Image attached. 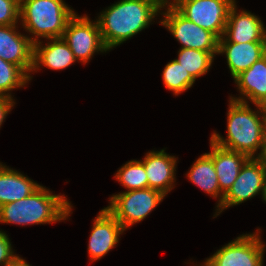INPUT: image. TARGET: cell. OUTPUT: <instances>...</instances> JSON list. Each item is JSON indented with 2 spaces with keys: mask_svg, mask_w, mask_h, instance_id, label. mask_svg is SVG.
I'll return each mask as SVG.
<instances>
[{
  "mask_svg": "<svg viewBox=\"0 0 266 266\" xmlns=\"http://www.w3.org/2000/svg\"><path fill=\"white\" fill-rule=\"evenodd\" d=\"M162 5L160 0H120L98 16L101 38L107 50L131 39L147 28Z\"/></svg>",
  "mask_w": 266,
  "mask_h": 266,
  "instance_id": "cell-1",
  "label": "cell"
},
{
  "mask_svg": "<svg viewBox=\"0 0 266 266\" xmlns=\"http://www.w3.org/2000/svg\"><path fill=\"white\" fill-rule=\"evenodd\" d=\"M255 106L257 111L251 109L248 103L230 99L227 137L224 138L214 131L210 140L225 149L244 153L249 158H258L265 143L266 107Z\"/></svg>",
  "mask_w": 266,
  "mask_h": 266,
  "instance_id": "cell-2",
  "label": "cell"
},
{
  "mask_svg": "<svg viewBox=\"0 0 266 266\" xmlns=\"http://www.w3.org/2000/svg\"><path fill=\"white\" fill-rule=\"evenodd\" d=\"M72 205L63 195L40 186L30 196L0 206V223L17 225L52 224L71 215Z\"/></svg>",
  "mask_w": 266,
  "mask_h": 266,
  "instance_id": "cell-3",
  "label": "cell"
},
{
  "mask_svg": "<svg viewBox=\"0 0 266 266\" xmlns=\"http://www.w3.org/2000/svg\"><path fill=\"white\" fill-rule=\"evenodd\" d=\"M75 14L64 0H20L19 22L32 35L33 43L38 42V38H62L68 21Z\"/></svg>",
  "mask_w": 266,
  "mask_h": 266,
  "instance_id": "cell-4",
  "label": "cell"
},
{
  "mask_svg": "<svg viewBox=\"0 0 266 266\" xmlns=\"http://www.w3.org/2000/svg\"><path fill=\"white\" fill-rule=\"evenodd\" d=\"M165 195L158 190L144 188L124 191L109 198L105 207L114 218L127 230L135 223L143 221L154 210Z\"/></svg>",
  "mask_w": 266,
  "mask_h": 266,
  "instance_id": "cell-5",
  "label": "cell"
},
{
  "mask_svg": "<svg viewBox=\"0 0 266 266\" xmlns=\"http://www.w3.org/2000/svg\"><path fill=\"white\" fill-rule=\"evenodd\" d=\"M260 228L254 233L242 234L205 259L201 266H263L265 245ZM199 265V266H200Z\"/></svg>",
  "mask_w": 266,
  "mask_h": 266,
  "instance_id": "cell-6",
  "label": "cell"
},
{
  "mask_svg": "<svg viewBox=\"0 0 266 266\" xmlns=\"http://www.w3.org/2000/svg\"><path fill=\"white\" fill-rule=\"evenodd\" d=\"M235 0H179L173 6L187 19L220 39Z\"/></svg>",
  "mask_w": 266,
  "mask_h": 266,
  "instance_id": "cell-7",
  "label": "cell"
},
{
  "mask_svg": "<svg viewBox=\"0 0 266 266\" xmlns=\"http://www.w3.org/2000/svg\"><path fill=\"white\" fill-rule=\"evenodd\" d=\"M166 8V9H165ZM161 12L164 19L160 21L173 37L181 44V48H191L206 52H218L219 39L210 31L191 22L174 6H163Z\"/></svg>",
  "mask_w": 266,
  "mask_h": 266,
  "instance_id": "cell-8",
  "label": "cell"
},
{
  "mask_svg": "<svg viewBox=\"0 0 266 266\" xmlns=\"http://www.w3.org/2000/svg\"><path fill=\"white\" fill-rule=\"evenodd\" d=\"M63 40L69 45L76 60L86 64L96 52L106 53L97 20L77 13L68 21Z\"/></svg>",
  "mask_w": 266,
  "mask_h": 266,
  "instance_id": "cell-9",
  "label": "cell"
},
{
  "mask_svg": "<svg viewBox=\"0 0 266 266\" xmlns=\"http://www.w3.org/2000/svg\"><path fill=\"white\" fill-rule=\"evenodd\" d=\"M266 170L258 158H249L241 167L239 175L228 192L224 195L221 205L216 209L214 218L229 207L239 205L255 195H264Z\"/></svg>",
  "mask_w": 266,
  "mask_h": 266,
  "instance_id": "cell-10",
  "label": "cell"
},
{
  "mask_svg": "<svg viewBox=\"0 0 266 266\" xmlns=\"http://www.w3.org/2000/svg\"><path fill=\"white\" fill-rule=\"evenodd\" d=\"M17 29L18 24L0 25V57L18 66L31 80L34 43L30 36L21 34Z\"/></svg>",
  "mask_w": 266,
  "mask_h": 266,
  "instance_id": "cell-11",
  "label": "cell"
},
{
  "mask_svg": "<svg viewBox=\"0 0 266 266\" xmlns=\"http://www.w3.org/2000/svg\"><path fill=\"white\" fill-rule=\"evenodd\" d=\"M122 225L104 207L93 220L92 230L88 243L90 260L97 261L105 256L116 244L124 233Z\"/></svg>",
  "mask_w": 266,
  "mask_h": 266,
  "instance_id": "cell-12",
  "label": "cell"
},
{
  "mask_svg": "<svg viewBox=\"0 0 266 266\" xmlns=\"http://www.w3.org/2000/svg\"><path fill=\"white\" fill-rule=\"evenodd\" d=\"M231 8L224 35L218 42H266V27L261 19L249 11Z\"/></svg>",
  "mask_w": 266,
  "mask_h": 266,
  "instance_id": "cell-13",
  "label": "cell"
},
{
  "mask_svg": "<svg viewBox=\"0 0 266 266\" xmlns=\"http://www.w3.org/2000/svg\"><path fill=\"white\" fill-rule=\"evenodd\" d=\"M177 157L165 152V148L160 151H150L144 156L141 162L144 164L148 179V188L158 190L165 196L168 195L176 182Z\"/></svg>",
  "mask_w": 266,
  "mask_h": 266,
  "instance_id": "cell-14",
  "label": "cell"
},
{
  "mask_svg": "<svg viewBox=\"0 0 266 266\" xmlns=\"http://www.w3.org/2000/svg\"><path fill=\"white\" fill-rule=\"evenodd\" d=\"M234 82L240 97L230 96V99L244 103L250 100L254 105L266 107V51L263 57L236 76Z\"/></svg>",
  "mask_w": 266,
  "mask_h": 266,
  "instance_id": "cell-15",
  "label": "cell"
},
{
  "mask_svg": "<svg viewBox=\"0 0 266 266\" xmlns=\"http://www.w3.org/2000/svg\"><path fill=\"white\" fill-rule=\"evenodd\" d=\"M266 42H218V54H224L234 79L264 56Z\"/></svg>",
  "mask_w": 266,
  "mask_h": 266,
  "instance_id": "cell-16",
  "label": "cell"
},
{
  "mask_svg": "<svg viewBox=\"0 0 266 266\" xmlns=\"http://www.w3.org/2000/svg\"><path fill=\"white\" fill-rule=\"evenodd\" d=\"M46 42L44 46L43 41L34 43L33 54V69L32 72L39 70L40 66L52 70H63L77 61L71 51L69 45L63 38H53Z\"/></svg>",
  "mask_w": 266,
  "mask_h": 266,
  "instance_id": "cell-17",
  "label": "cell"
},
{
  "mask_svg": "<svg viewBox=\"0 0 266 266\" xmlns=\"http://www.w3.org/2000/svg\"><path fill=\"white\" fill-rule=\"evenodd\" d=\"M248 159L249 157L244 153L225 149L212 142V160L223 195L233 185L241 167Z\"/></svg>",
  "mask_w": 266,
  "mask_h": 266,
  "instance_id": "cell-18",
  "label": "cell"
},
{
  "mask_svg": "<svg viewBox=\"0 0 266 266\" xmlns=\"http://www.w3.org/2000/svg\"><path fill=\"white\" fill-rule=\"evenodd\" d=\"M41 185L0 162V206L30 196Z\"/></svg>",
  "mask_w": 266,
  "mask_h": 266,
  "instance_id": "cell-19",
  "label": "cell"
},
{
  "mask_svg": "<svg viewBox=\"0 0 266 266\" xmlns=\"http://www.w3.org/2000/svg\"><path fill=\"white\" fill-rule=\"evenodd\" d=\"M211 152L201 155L187 172V178L213 198H218L217 208L221 205L224 195L221 193L215 166L212 160V141L210 140Z\"/></svg>",
  "mask_w": 266,
  "mask_h": 266,
  "instance_id": "cell-20",
  "label": "cell"
},
{
  "mask_svg": "<svg viewBox=\"0 0 266 266\" xmlns=\"http://www.w3.org/2000/svg\"><path fill=\"white\" fill-rule=\"evenodd\" d=\"M218 52H206L191 48H180L178 58L175 59L185 71H188L196 80L198 77L205 75L210 70L214 57Z\"/></svg>",
  "mask_w": 266,
  "mask_h": 266,
  "instance_id": "cell-21",
  "label": "cell"
},
{
  "mask_svg": "<svg viewBox=\"0 0 266 266\" xmlns=\"http://www.w3.org/2000/svg\"><path fill=\"white\" fill-rule=\"evenodd\" d=\"M114 178L127 191L148 188V179L144 164L140 160H131L117 170Z\"/></svg>",
  "mask_w": 266,
  "mask_h": 266,
  "instance_id": "cell-22",
  "label": "cell"
},
{
  "mask_svg": "<svg viewBox=\"0 0 266 266\" xmlns=\"http://www.w3.org/2000/svg\"><path fill=\"white\" fill-rule=\"evenodd\" d=\"M162 76L165 87L172 91L175 96L185 92L195 83L191 74L185 71L175 59L166 64Z\"/></svg>",
  "mask_w": 266,
  "mask_h": 266,
  "instance_id": "cell-23",
  "label": "cell"
},
{
  "mask_svg": "<svg viewBox=\"0 0 266 266\" xmlns=\"http://www.w3.org/2000/svg\"><path fill=\"white\" fill-rule=\"evenodd\" d=\"M29 77L16 65L0 57V96L13 98L11 91L29 82Z\"/></svg>",
  "mask_w": 266,
  "mask_h": 266,
  "instance_id": "cell-24",
  "label": "cell"
},
{
  "mask_svg": "<svg viewBox=\"0 0 266 266\" xmlns=\"http://www.w3.org/2000/svg\"><path fill=\"white\" fill-rule=\"evenodd\" d=\"M20 0H0V25H15L19 21Z\"/></svg>",
  "mask_w": 266,
  "mask_h": 266,
  "instance_id": "cell-25",
  "label": "cell"
},
{
  "mask_svg": "<svg viewBox=\"0 0 266 266\" xmlns=\"http://www.w3.org/2000/svg\"><path fill=\"white\" fill-rule=\"evenodd\" d=\"M9 236L0 230V265L8 266L17 256L14 253Z\"/></svg>",
  "mask_w": 266,
  "mask_h": 266,
  "instance_id": "cell-26",
  "label": "cell"
},
{
  "mask_svg": "<svg viewBox=\"0 0 266 266\" xmlns=\"http://www.w3.org/2000/svg\"><path fill=\"white\" fill-rule=\"evenodd\" d=\"M14 100L13 98L0 96V128L3 122H5L4 119H6V116L11 112L12 107H14Z\"/></svg>",
  "mask_w": 266,
  "mask_h": 266,
  "instance_id": "cell-27",
  "label": "cell"
},
{
  "mask_svg": "<svg viewBox=\"0 0 266 266\" xmlns=\"http://www.w3.org/2000/svg\"><path fill=\"white\" fill-rule=\"evenodd\" d=\"M8 266H31L27 261L17 256Z\"/></svg>",
  "mask_w": 266,
  "mask_h": 266,
  "instance_id": "cell-28",
  "label": "cell"
},
{
  "mask_svg": "<svg viewBox=\"0 0 266 266\" xmlns=\"http://www.w3.org/2000/svg\"><path fill=\"white\" fill-rule=\"evenodd\" d=\"M258 159L262 162L263 167L266 170V142L263 145V149H262L261 155L258 157Z\"/></svg>",
  "mask_w": 266,
  "mask_h": 266,
  "instance_id": "cell-29",
  "label": "cell"
},
{
  "mask_svg": "<svg viewBox=\"0 0 266 266\" xmlns=\"http://www.w3.org/2000/svg\"><path fill=\"white\" fill-rule=\"evenodd\" d=\"M179 0H160L162 7L163 6H173Z\"/></svg>",
  "mask_w": 266,
  "mask_h": 266,
  "instance_id": "cell-30",
  "label": "cell"
},
{
  "mask_svg": "<svg viewBox=\"0 0 266 266\" xmlns=\"http://www.w3.org/2000/svg\"><path fill=\"white\" fill-rule=\"evenodd\" d=\"M263 200L266 202V180H265V190H264Z\"/></svg>",
  "mask_w": 266,
  "mask_h": 266,
  "instance_id": "cell-31",
  "label": "cell"
}]
</instances>
